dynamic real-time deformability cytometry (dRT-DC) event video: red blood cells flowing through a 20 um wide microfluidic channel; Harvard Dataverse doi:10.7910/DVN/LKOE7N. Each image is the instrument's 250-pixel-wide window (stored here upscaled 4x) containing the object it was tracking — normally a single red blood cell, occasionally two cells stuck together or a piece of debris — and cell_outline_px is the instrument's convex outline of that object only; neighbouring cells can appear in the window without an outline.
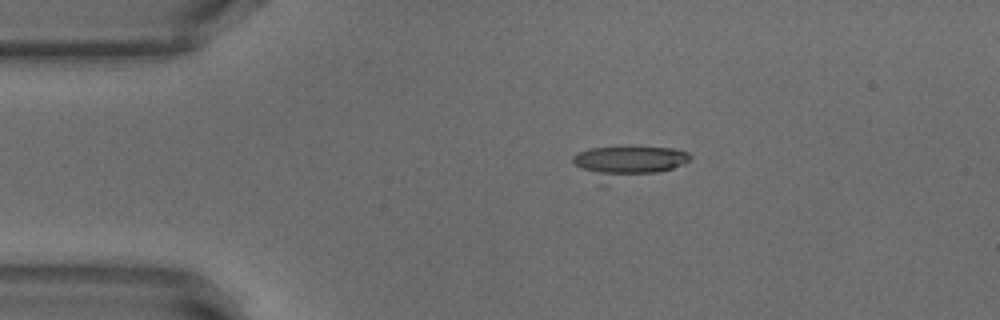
{"species": "common noctule bat (a hibernating species)", "species_latin": "Nyctalus noctula", "temperature_condition": "warm", "stored_images_in_passage": 43, "camera_frame_rate_fps": 3000, "um_per_image_px": 0.085, "animal": {"sex": "male", "body_mass_g": 18.8}, "frame": {"image": 1, "passage_image": 1, "time_ms": 0.0, "image_size_px": [1000, 320], "cell_outline_px": [[684, 156], [676, 164], [668, 168], [640, 172], [616, 172], [588, 168], [580, 164], [588, 152], [604, 148], [660, 148], [684, 152]], "centroid_in_image_um": [53.69, 13.55], "position_along_channel_um": 31.3, "area_um2": 14.68}}
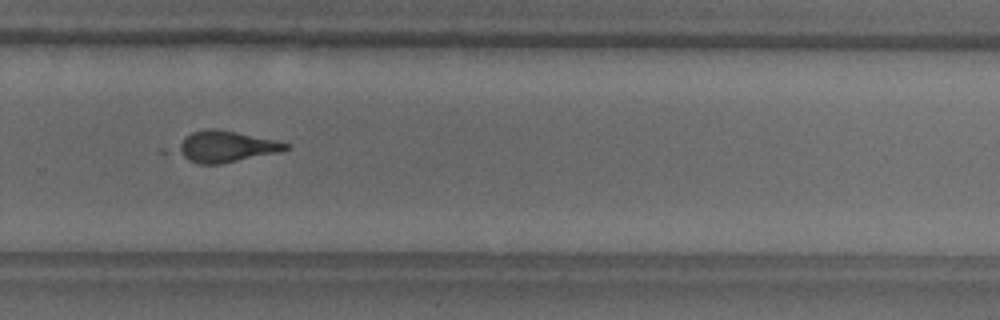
{"frame": {"image": 2, "passage_image": 26, "time_ms": 8.333, "image_size_px": [1000, 320], "cell_outline_px": [[288, 148], [228, 160], [196, 160], [188, 156], [184, 152], [184, 140], [188, 136], [200, 132], [224, 132], [284, 144]], "centroid_in_image_um": [19.22, 12.43], "position_along_channel_um": 310.6, "area_um2": 14.8}}
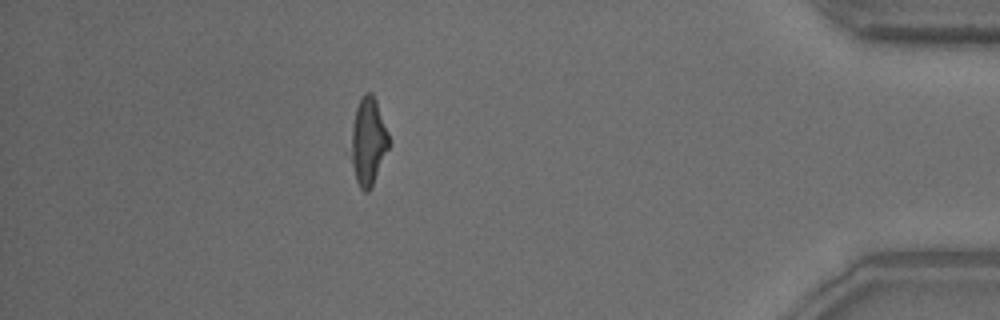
{"frame": {"image": 3, "passage_image": 37, "time_ms": 12.0, "image_size_px": [1000, 320], "cell_outline_px": [[388, 148], [368, 188], [364, 188], [360, 184], [356, 172], [356, 116], [360, 104], [364, 96], [368, 96], [372, 100], [376, 108], [388, 136]], "centroid_in_image_um": [31.39, 12.05], "position_along_channel_um": 403.8, "area_um2": 14.97}, "authors_computed_cell_mechanics": {"area_um2": 14.6234, "velocity_mm_per_s": 3.8533, "shape_relaxation_time_tau1_ms": null, "shape_relaxation_time_tau2_ms": 11.2893, "deformation_change_tau1": null, "deformation_change_tau2": 0.2609}}